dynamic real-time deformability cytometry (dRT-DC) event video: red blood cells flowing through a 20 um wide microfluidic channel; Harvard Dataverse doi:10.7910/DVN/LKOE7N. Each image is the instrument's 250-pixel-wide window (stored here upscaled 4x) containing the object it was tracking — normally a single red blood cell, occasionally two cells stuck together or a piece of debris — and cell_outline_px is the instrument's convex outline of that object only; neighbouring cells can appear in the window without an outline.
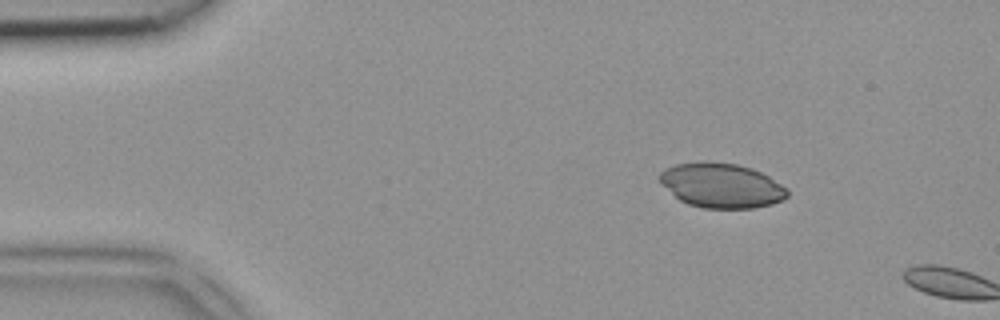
{"species": "common noctule bat (a hibernating species)", "species_latin": "Nyctalus noctula", "temperature_condition": "room temperature", "stored_images_in_passage": 8, "camera_frame_rate_fps": 3000, "um_per_image_px": 0.085, "animal": {"sex": "female", "body_mass_g": 18.4}, "frame": {"image": 1, "passage_image": 6, "time_ms": 1.667, "image_size_px": [1000, 320], "cell_outline_px": [[788, 196], [784, 200], [772, 204], [752, 208], [704, 208], [688, 204], [680, 200], [656, 176], [664, 168], [676, 164], [736, 164], [752, 168], [768, 176], [788, 188]], "centroid_in_image_um": [61.38, 15.8], "position_along_channel_um": 23.6, "area_um2": 32.43}}